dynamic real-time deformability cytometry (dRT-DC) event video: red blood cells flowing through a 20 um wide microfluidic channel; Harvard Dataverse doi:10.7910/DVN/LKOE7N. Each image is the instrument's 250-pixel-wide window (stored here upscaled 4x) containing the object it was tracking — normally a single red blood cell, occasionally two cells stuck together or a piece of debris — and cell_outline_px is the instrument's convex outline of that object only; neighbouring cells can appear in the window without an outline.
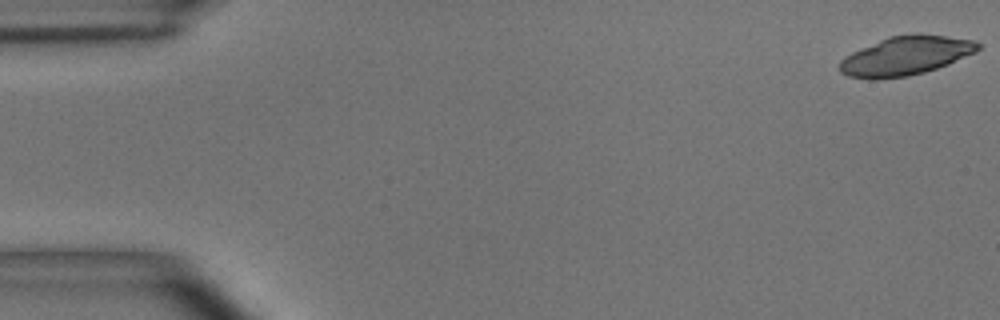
{"species": "common noctule bat (a hibernating species)", "species_latin": "Nyctalus noctula", "temperature_condition": "room temperature", "stored_images_in_passage": 54, "camera_frame_rate_fps": 3000, "um_per_image_px": 0.085, "animal": {"sex": "male", "body_mass_g": 15.6}, "frame": {"image": 1, "passage_image": 1, "time_ms": 0.0, "image_size_px": [1000, 320], "cell_outline_px": [[980, 48], [976, 52], [948, 64], [924, 72], [908, 76], [876, 80], [868, 80], [848, 76], [840, 72], [840, 60], [844, 56], [852, 52], [888, 36], [916, 32], [920, 32], [972, 40], [980, 44]], "centroid_in_image_um": [76.96, 4.73], "position_along_channel_um": 8.0, "area_um2": 31.73}}